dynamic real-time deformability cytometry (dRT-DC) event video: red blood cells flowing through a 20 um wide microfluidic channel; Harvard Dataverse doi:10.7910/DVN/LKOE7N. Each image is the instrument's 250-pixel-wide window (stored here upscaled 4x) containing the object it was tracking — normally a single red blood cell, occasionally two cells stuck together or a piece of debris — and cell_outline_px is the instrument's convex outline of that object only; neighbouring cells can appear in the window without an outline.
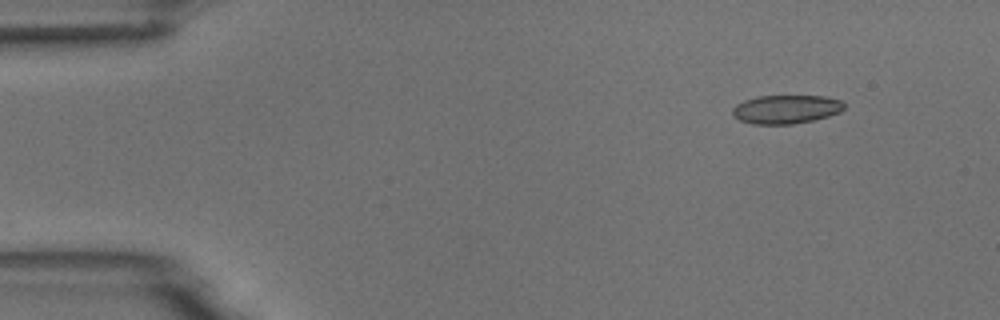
{"species": "common noctule bat (a hibernating species)", "species_latin": "Nyctalus noctula", "temperature_condition": "room temperature", "stored_images_in_passage": 5, "camera_frame_rate_fps": 3000, "um_per_image_px": 0.085, "animal": {"sex": "male", "body_mass_g": 18.8}, "frame": {"image": 1, "passage_image": 1, "time_ms": 0.0, "image_size_px": [1000, 320], "cell_outline_px": [[844, 108], [840, 112], [828, 116], [812, 120], [792, 124], [752, 124], [740, 120], [732, 116], [732, 108], [736, 104], [744, 100], [756, 96], [824, 96], [840, 100], [844, 104]], "centroid_in_image_um": [66.78, 9.28], "position_along_channel_um": 18.2, "area_um2": 18.67}}